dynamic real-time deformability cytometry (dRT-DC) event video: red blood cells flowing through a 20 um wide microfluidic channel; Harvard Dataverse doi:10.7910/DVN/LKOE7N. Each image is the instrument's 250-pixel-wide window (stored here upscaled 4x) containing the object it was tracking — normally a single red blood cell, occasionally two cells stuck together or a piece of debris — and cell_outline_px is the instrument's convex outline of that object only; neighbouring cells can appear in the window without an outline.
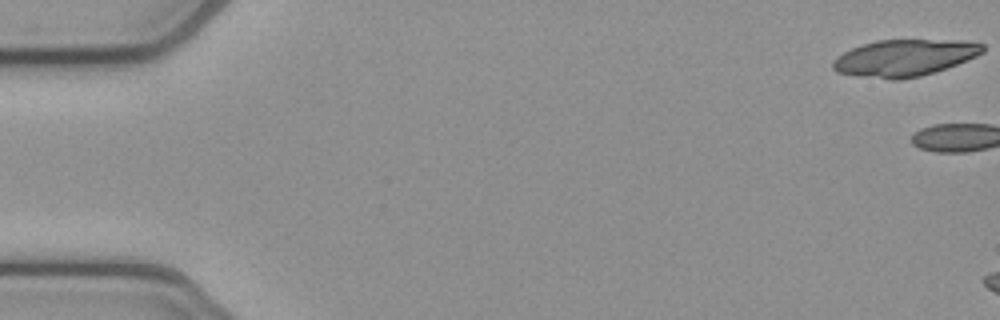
{"species": "common noctule bat (a hibernating species)", "species_latin": "Nyctalus noctula", "temperature_condition": "cold", "stored_images_in_passage": 3, "camera_frame_rate_fps": 3000, "um_per_image_px": 0.085, "animal": {"sex": "female", "body_mass_g": 21.9}, "frame": {"image": 1, "passage_image": 1, "time_ms": 0.0, "image_size_px": [1000, 320], "cell_outline_px": [[984, 52], [976, 56], [956, 64], [920, 76], [900, 80], [892, 80], [860, 76], [836, 72], [832, 68], [832, 64], [836, 56], [852, 48], [876, 40], [964, 40], [984, 44]], "centroid_in_image_um": [76.87, 4.91], "position_along_channel_um": 8.1, "area_um2": 31.91}}